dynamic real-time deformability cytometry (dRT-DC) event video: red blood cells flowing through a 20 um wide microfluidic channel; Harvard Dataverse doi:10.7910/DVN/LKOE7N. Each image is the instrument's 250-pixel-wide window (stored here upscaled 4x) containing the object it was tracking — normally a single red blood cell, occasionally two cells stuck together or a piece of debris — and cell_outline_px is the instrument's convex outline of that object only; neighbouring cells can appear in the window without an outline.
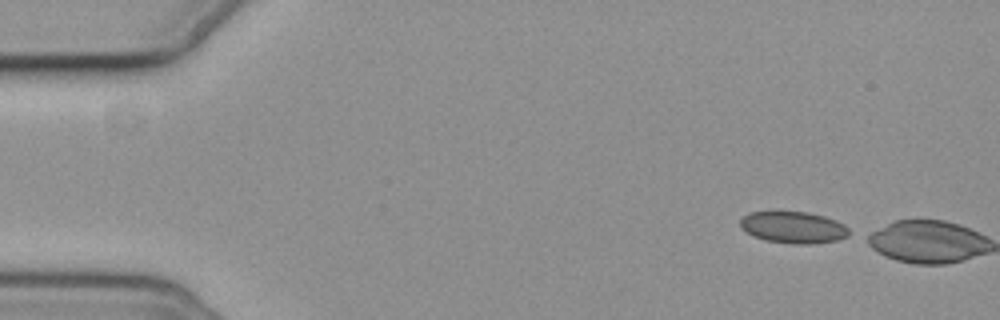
{"species": "common noctule bat (a hibernating species)", "species_latin": "Nyctalus noctula", "temperature_condition": "cold", "stored_images_in_passage": 3, "camera_frame_rate_fps": 3000, "um_per_image_px": 0.085, "animal": {"sex": "female", "body_mass_g": 19.3, "forearm_length_mm": 54.1}, "frame": {"image": 1, "passage_image": 1, "time_ms": 0.0, "image_size_px": [1000, 320], "cell_outline_px": [[848, 236], [836, 240], [812, 244], [792, 244], [764, 240], [752, 236], [740, 228], [740, 220], [748, 212], [808, 212], [824, 216], [836, 220], [844, 224], [848, 228]], "centroid_in_image_um": [67.41, 19.33], "position_along_channel_um": 17.6, "area_um2": 20.17}}